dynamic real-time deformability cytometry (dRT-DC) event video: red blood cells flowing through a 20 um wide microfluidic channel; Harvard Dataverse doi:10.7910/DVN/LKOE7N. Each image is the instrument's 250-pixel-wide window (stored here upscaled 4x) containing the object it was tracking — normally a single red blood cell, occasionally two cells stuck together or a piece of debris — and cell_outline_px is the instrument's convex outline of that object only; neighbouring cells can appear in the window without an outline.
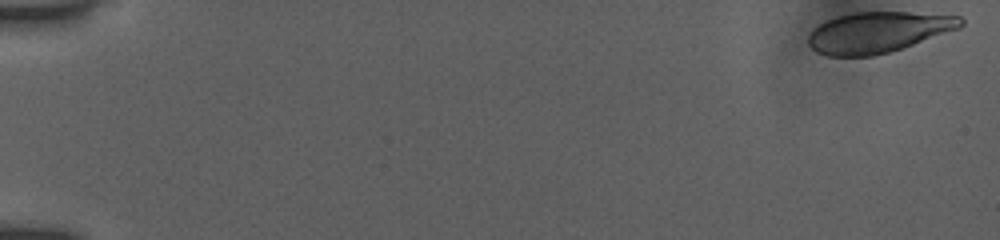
{"species": "human", "species_latin": "Homo sapiens", "temperature_condition": "room temperature", "stored_images_in_passage": 11, "camera_frame_rate_fps": 3000, "um_per_image_px": 0.085, "donor": {"sex": "female"}, "frame": {"image": 1, "passage_image": 1, "time_ms": 0.0, "image_size_px": [1000, 240], "cell_outline_px": [[964, 24], [960, 28], [888, 52], [872, 56], [828, 56], [816, 52], [808, 44], [808, 36], [820, 24], [828, 20], [852, 12], [908, 12], [960, 16], [964, 20]], "centroid_in_image_um": [74.64, 2.74], "position_along_channel_um": 10.4, "area_um2": 35.78}}